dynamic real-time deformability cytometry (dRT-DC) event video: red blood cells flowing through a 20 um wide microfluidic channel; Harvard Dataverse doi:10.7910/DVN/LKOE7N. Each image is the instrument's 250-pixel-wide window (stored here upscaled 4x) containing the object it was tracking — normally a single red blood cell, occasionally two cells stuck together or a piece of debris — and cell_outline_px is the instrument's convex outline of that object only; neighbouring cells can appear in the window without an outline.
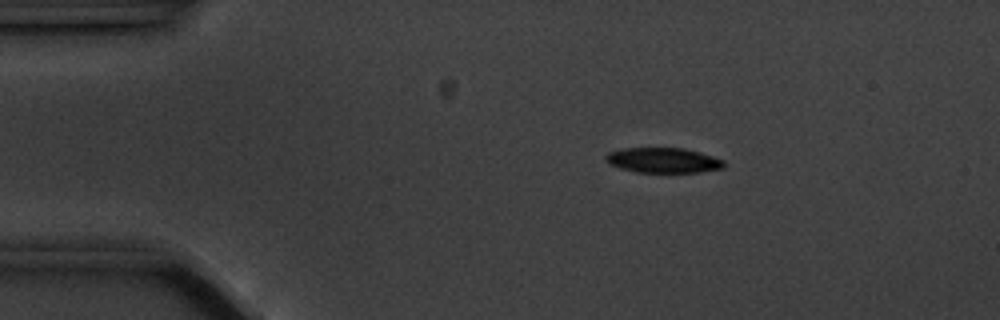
{"species": "common noctule bat (a hibernating species)", "species_latin": "Nyctalus noctula", "temperature_condition": "cold", "stored_images_in_passage": 50, "camera_frame_rate_fps": 3000, "um_per_image_px": 0.085, "animal": {"sex": "male", "body_mass_g": 20.1, "forearm_length_mm": 53.5}, "frame": {"image": 1, "passage_image": 3, "time_ms": 0.667, "image_size_px": [1000, 320], "cell_outline_px": [[724, 168], [700, 172], [636, 172], [620, 168], [608, 164], [604, 160], [604, 156], [608, 152], [624, 148], [684, 148], [700, 152], [724, 160]], "centroid_in_image_um": [56.34, 13.62], "position_along_channel_um": 28.7, "area_um2": 17.4}}
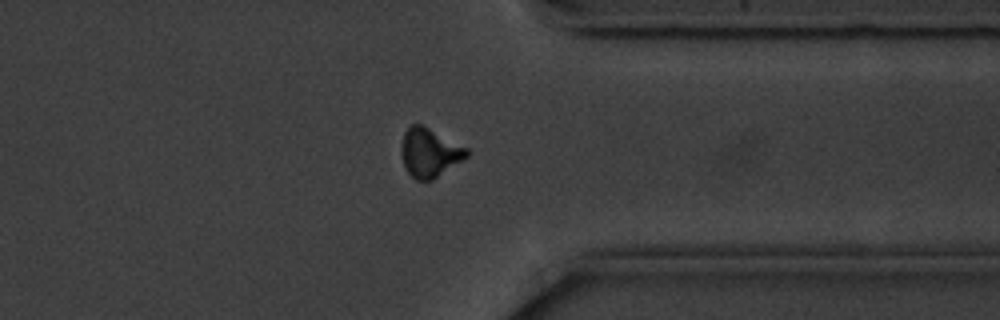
{"frame": {"image": 2, "passage_image": 37, "time_ms": 12.0, "image_size_px": [1000, 320], "cell_outline_px": [[468, 156], [432, 180], [416, 180], [408, 172], [404, 164], [400, 152], [400, 148], [404, 132], [412, 124], [420, 124], [468, 148]], "centroid_in_image_um": [36.49, 12.97], "position_along_channel_um": 374.9, "area_um2": 18.32}}
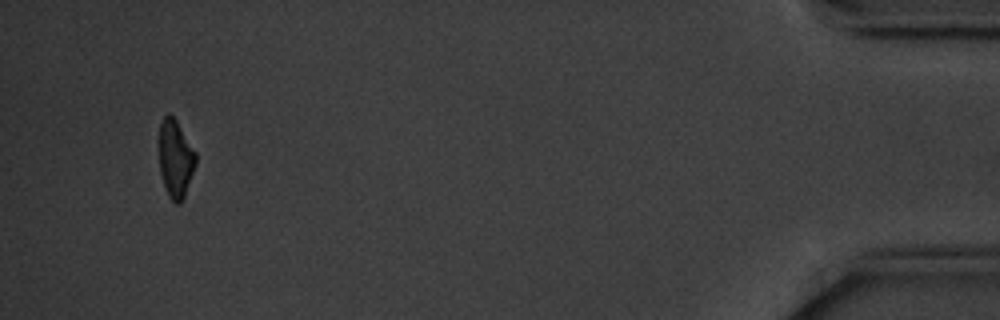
{"frame": {"image": 3, "passage_image": 47, "time_ms": 15.333, "image_size_px": [1000, 320], "cell_outline_px": [[196, 164], [184, 196], [180, 204], [176, 204], [168, 196], [160, 172], [160, 124], [164, 116], [168, 112], [176, 120], [196, 152]], "centroid_in_image_um": [14.93, 13.49], "position_along_channel_um": 420.3, "area_um2": 16.36}, "authors_computed_cell_mechanics": {"area_um2": 18.1203, "velocity_mm_per_s": 3.5414, "shape_relaxation_time_tau1_ms": 2.5606, "shape_relaxation_time_tau2_ms": null, "deformation_change_tau1": 0.1278, "deformation_change_tau2": null}}